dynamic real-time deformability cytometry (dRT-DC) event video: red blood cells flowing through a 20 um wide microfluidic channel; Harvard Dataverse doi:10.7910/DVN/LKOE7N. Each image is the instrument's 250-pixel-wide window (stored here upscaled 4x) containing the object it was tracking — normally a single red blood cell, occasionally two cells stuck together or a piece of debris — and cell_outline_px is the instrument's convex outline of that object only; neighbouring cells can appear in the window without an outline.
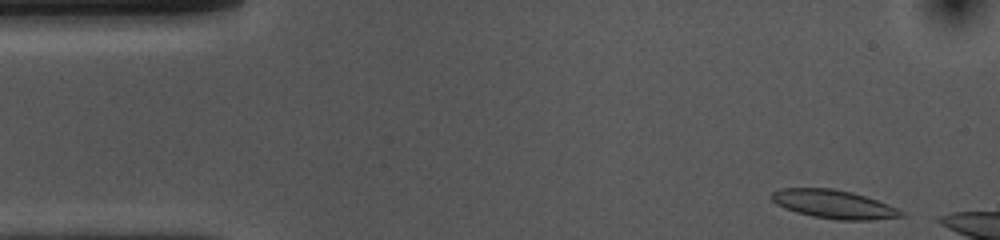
{"species": "common noctule bat (a hibernating species)", "species_latin": "Nyctalus noctula", "temperature_condition": "cold", "stored_images_in_passage": 6, "camera_frame_rate_fps": 3000, "um_per_image_px": 0.085, "animal": {"sex": "female", "body_mass_g": 10.0, "forearm_length_mm": 53.1}, "frame": {"image": 1, "passage_image": 1, "time_ms": 0.0, "image_size_px": [1000, 240], "cell_outline_px": [[904, 216], [872, 220], [836, 220], [812, 216], [796, 212], [784, 208], [776, 204], [768, 196], [772, 192], [780, 188], [832, 188], [852, 192], [888, 204], [904, 212]], "centroid_in_image_um": [70.82, 17.36], "position_along_channel_um": 14.2, "area_um2": 21.62}}